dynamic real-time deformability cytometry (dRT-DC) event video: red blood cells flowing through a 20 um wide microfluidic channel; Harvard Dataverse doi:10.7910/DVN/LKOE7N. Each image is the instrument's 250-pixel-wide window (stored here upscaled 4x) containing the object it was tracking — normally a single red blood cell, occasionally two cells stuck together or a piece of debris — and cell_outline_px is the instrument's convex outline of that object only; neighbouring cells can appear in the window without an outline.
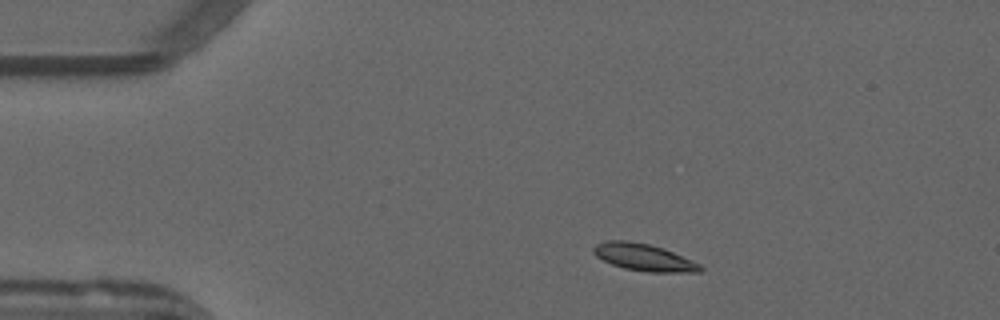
{"species": "common noctule bat (a hibernating species)", "species_latin": "Nyctalus noctula", "temperature_condition": "warm", "stored_images_in_passage": 48, "camera_frame_rate_fps": 3000, "um_per_image_px": 0.085, "animal": {"sex": "male", "forearm_length_mm": 52.5}, "frame": {"image": 1, "passage_image": 5, "time_ms": 1.333, "image_size_px": [1000, 320], "cell_outline_px": [[704, 268], [700, 272], [648, 272], [624, 268], [612, 264], [596, 256], [592, 252], [592, 248], [596, 244], [604, 240], [628, 240], [648, 244], [672, 252], [700, 264]], "centroid_in_image_um": [54.68, 21.87], "position_along_channel_um": 30.3, "area_um2": 16.7}}
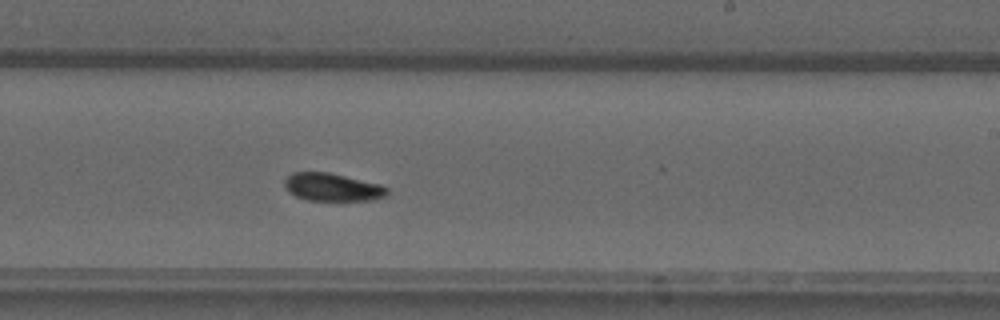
{"frame": {"image": 2, "passage_image": 27, "time_ms": 8.667, "image_size_px": [1000, 320], "cell_outline_px": [[388, 196], [372, 200], [308, 200], [296, 196], [288, 192], [284, 184], [284, 180], [292, 172], [328, 172], [380, 184], [388, 188]], "centroid_in_image_um": [28.26, 15.91], "position_along_channel_um": 260.7, "area_um2": 16.65}}
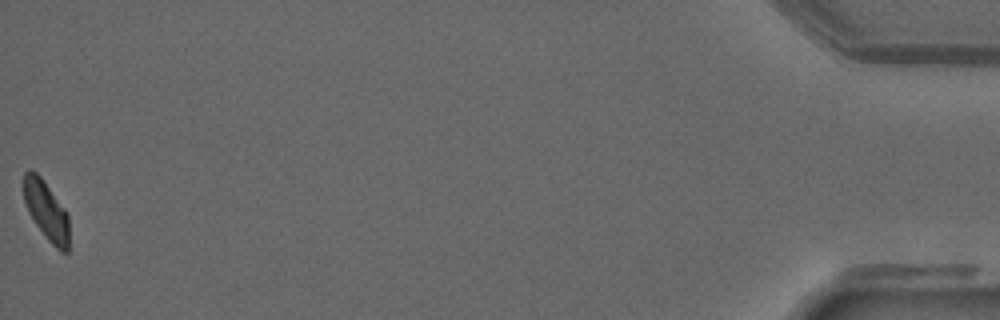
{"frame": {"image": 3, "passage_image": 48, "time_ms": 15.667, "image_size_px": [1000, 320], "cell_outline_px": [[68, 252], [60, 252], [48, 240], [36, 224], [28, 212], [24, 200], [24, 172], [28, 168], [32, 168], [40, 176], [68, 212]], "centroid_in_image_um": [3.93, 17.88], "position_along_channel_um": 431.3, "area_um2": 15.61}, "authors_computed_cell_mechanics": {"area_um2": 16.5019, "velocity_mm_per_s": 3.8939, "shape_relaxation_time_tau1_ms": 4.9778, "shape_relaxation_time_tau2_ms": null, "deformation_change_tau1": 0.1164, "deformation_change_tau2": null}}